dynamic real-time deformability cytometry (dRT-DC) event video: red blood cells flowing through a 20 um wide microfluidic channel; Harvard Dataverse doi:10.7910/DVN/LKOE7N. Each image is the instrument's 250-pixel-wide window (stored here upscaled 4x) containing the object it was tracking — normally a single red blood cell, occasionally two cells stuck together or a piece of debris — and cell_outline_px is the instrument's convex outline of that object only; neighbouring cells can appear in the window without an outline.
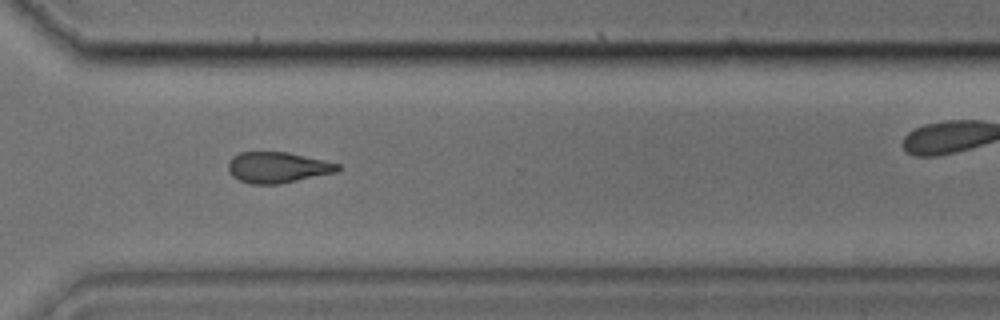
{"species": "common noctule bat (a hibernating species)", "species_latin": "Nyctalus noctula", "temperature_condition": "cold", "stored_images_in_passage": 28, "camera_frame_rate_fps": 3000, "um_per_image_px": 0.085, "animal": {"sex": "male", "body_mass_g": 17.9, "forearm_length_mm": 54.2}, "frame": {"image": 1, "passage_image": 20, "time_ms": 6.333, "image_size_px": [1000, 320], "cell_outline_px": [[340, 168], [336, 172], [280, 184], [248, 184], [232, 176], [228, 172], [228, 160], [232, 156], [240, 152], [288, 152], [324, 160], [340, 164]], "centroid_in_image_um": [23.56, 14.23], "position_along_channel_um": 347.0, "area_um2": 19.83}}